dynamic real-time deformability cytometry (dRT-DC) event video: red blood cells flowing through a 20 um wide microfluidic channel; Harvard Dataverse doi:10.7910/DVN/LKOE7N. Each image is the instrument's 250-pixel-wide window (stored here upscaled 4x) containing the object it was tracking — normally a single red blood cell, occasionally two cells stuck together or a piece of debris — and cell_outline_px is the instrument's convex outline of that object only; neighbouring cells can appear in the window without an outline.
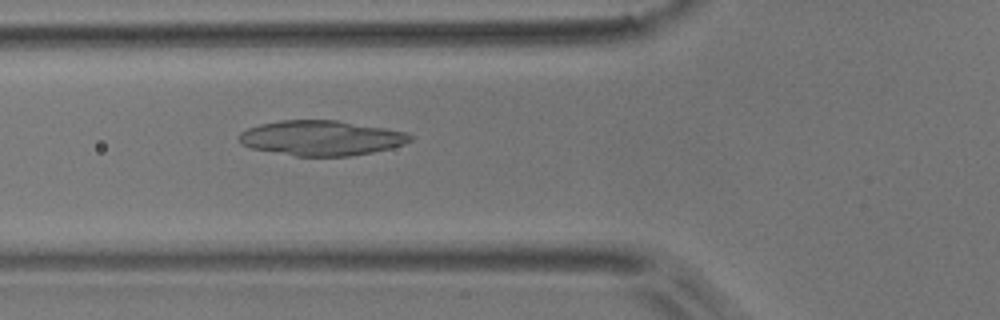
{"species": "common noctule bat (a hibernating species)", "species_latin": "Nyctalus noctula", "temperature_condition": "room temperature", "stored_images_in_passage": 2, "camera_frame_rate_fps": 3000, "um_per_image_px": 0.085, "animal": {"sex": "male", "body_mass_g": 17.9}, "frame": {"image": 1, "passage_image": 2, "time_ms": 0.333, "image_size_px": [1000, 320], "cell_outline_px": [[412, 140], [404, 144], [392, 148], [352, 156], [296, 156], [252, 148], [240, 144], [236, 136], [240, 132], [248, 128], [260, 124], [280, 120], [336, 120], [408, 132], [412, 136]], "centroid_in_image_um": [27.29, 11.73], "position_along_channel_um": 98.5, "area_um2": 35.03}}